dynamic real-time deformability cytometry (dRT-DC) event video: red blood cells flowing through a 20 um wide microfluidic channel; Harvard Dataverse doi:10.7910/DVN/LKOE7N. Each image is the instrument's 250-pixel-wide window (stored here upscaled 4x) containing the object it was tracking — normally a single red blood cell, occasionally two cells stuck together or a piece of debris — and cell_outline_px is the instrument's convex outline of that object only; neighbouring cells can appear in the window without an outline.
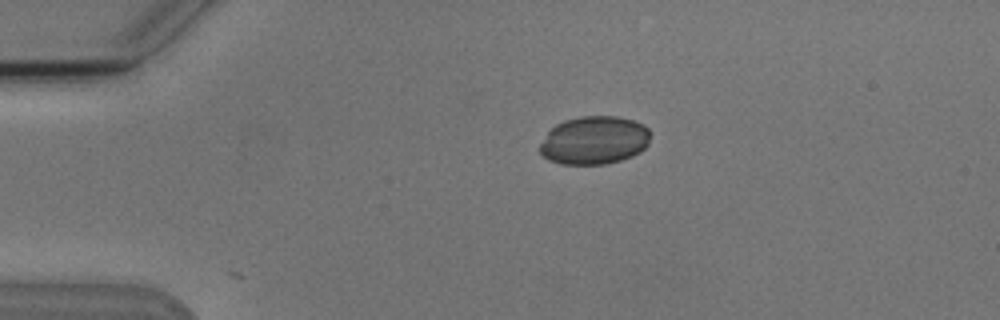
{"species": "Egyptian fruit bat (a non-hibernating species)", "species_latin": "Rousettus aegyptiacus", "temperature_condition": "cold", "stored_images_in_passage": 4, "camera_frame_rate_fps": 3000, "um_per_image_px": 0.085, "animal": {"sex": "male"}, "frame": {"image": 1, "passage_image": 2, "time_ms": 1.0, "image_size_px": [1000, 320], "cell_outline_px": [[648, 144], [640, 152], [632, 156], [620, 160], [604, 164], [560, 164], [548, 160], [540, 152], [540, 144], [548, 132], [556, 124], [564, 120], [580, 116], [616, 116], [632, 120], [644, 124], [648, 128]], "centroid_in_image_um": [50.5, 11.92], "position_along_channel_um": 34.5, "area_um2": 30.98}}